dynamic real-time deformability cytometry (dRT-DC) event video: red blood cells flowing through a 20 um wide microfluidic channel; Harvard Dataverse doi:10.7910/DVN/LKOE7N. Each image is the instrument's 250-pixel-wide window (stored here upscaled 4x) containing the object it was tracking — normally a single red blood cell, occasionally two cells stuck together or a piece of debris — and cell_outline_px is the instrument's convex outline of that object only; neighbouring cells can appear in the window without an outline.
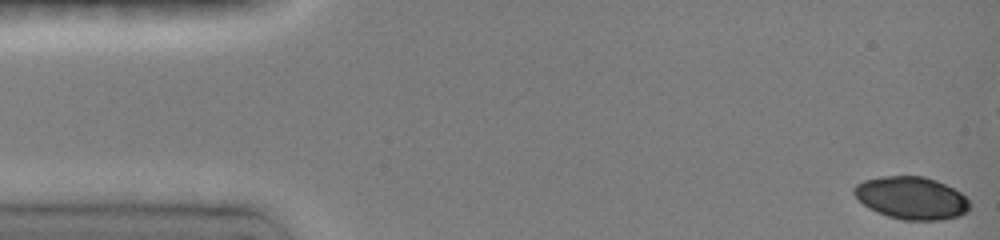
{"species": "common noctule bat (a hibernating species)", "species_latin": "Nyctalus noctula", "temperature_condition": "room temperature", "stored_images_in_passage": 49, "camera_frame_rate_fps": 3000, "um_per_image_px": 0.085, "animal": {"sex": "female", "body_mass_g": 19.0, "forearm_length_mm": 51.5}, "frame": {"image": 1, "passage_image": 1, "time_ms": 0.0, "image_size_px": [1000, 240], "cell_outline_px": [[968, 212], [960, 216], [940, 220], [900, 220], [876, 212], [868, 208], [852, 192], [852, 188], [856, 184], [864, 180], [880, 176], [924, 176], [936, 180], [960, 192], [968, 200]], "centroid_in_image_um": [77.45, 16.83], "position_along_channel_um": 7.6, "area_um2": 28.73}}